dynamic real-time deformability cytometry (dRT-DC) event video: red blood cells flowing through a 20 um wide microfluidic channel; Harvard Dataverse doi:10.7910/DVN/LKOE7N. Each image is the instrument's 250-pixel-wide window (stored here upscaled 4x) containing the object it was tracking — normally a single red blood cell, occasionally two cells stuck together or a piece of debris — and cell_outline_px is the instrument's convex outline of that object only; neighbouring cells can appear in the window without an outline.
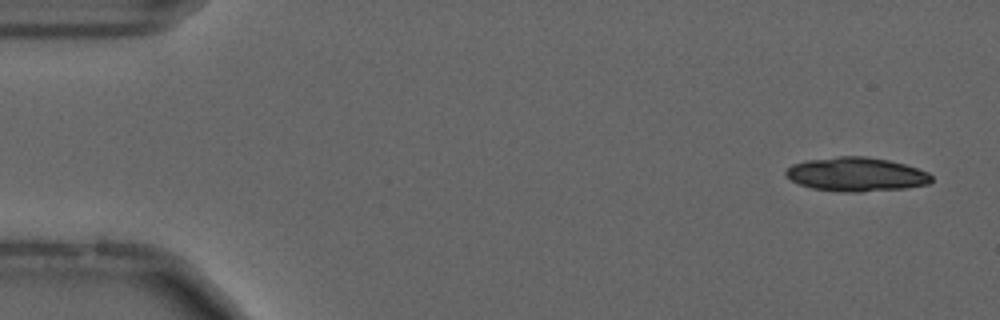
{"species": "common noctule bat (a hibernating species)", "species_latin": "Nyctalus noctula", "temperature_condition": "cold", "stored_images_in_passage": 18, "camera_frame_rate_fps": 3000, "um_per_image_px": 0.085, "animal": {"sex": "male", "forearm_length_mm": 52.5}, "frame": {"image": 1, "passage_image": 3, "time_ms": 0.667, "image_size_px": [1000, 320], "cell_outline_px": [[932, 180], [928, 184], [904, 188], [860, 192], [840, 192], [812, 188], [800, 184], [784, 176], [784, 172], [792, 164], [804, 160], [840, 156], [868, 156], [888, 160], [904, 164], [928, 172], [932, 176]], "centroid_in_image_um": [72.75, 14.81], "position_along_channel_um": 12.2, "area_um2": 28.9}}